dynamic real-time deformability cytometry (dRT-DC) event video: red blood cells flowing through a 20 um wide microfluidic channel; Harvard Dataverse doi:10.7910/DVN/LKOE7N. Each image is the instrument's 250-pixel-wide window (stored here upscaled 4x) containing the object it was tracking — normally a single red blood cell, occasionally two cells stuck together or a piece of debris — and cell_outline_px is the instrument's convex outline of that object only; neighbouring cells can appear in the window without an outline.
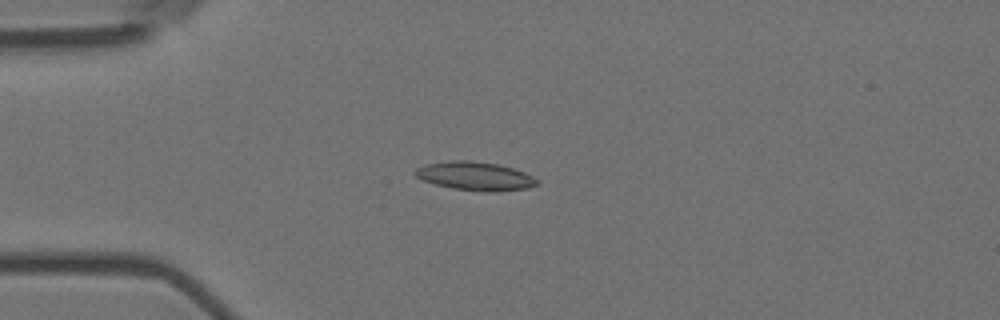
{"species": "Egyptian fruit bat (a non-hibernating species)", "species_latin": "Rousettus aegyptiacus", "temperature_condition": "room temperature", "stored_images_in_passage": 26, "camera_frame_rate_fps": 3000, "um_per_image_px": 0.085, "animal": {"sex": "female"}, "frame": {"image": 1, "passage_image": 14, "time_ms": 4.333, "image_size_px": [1000, 320], "cell_outline_px": [[540, 184], [524, 188], [496, 192], [492, 192], [452, 188], [436, 184], [424, 180], [416, 176], [412, 172], [416, 168], [424, 164], [448, 160], [468, 160], [496, 164], [512, 168], [524, 172], [540, 180]], "centroid_in_image_um": [40.37, 14.96], "position_along_channel_um": 44.6, "area_um2": 20.23}}
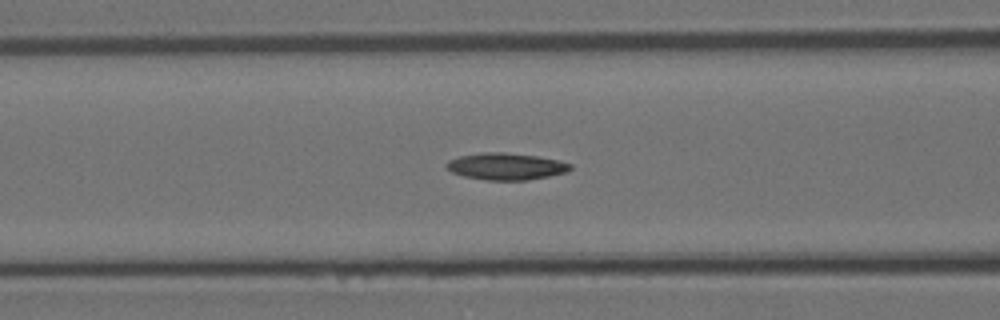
{"frame": {"image": 2, "passage_image": 22, "time_ms": 7.0, "image_size_px": [1000, 320], "cell_outline_px": [[572, 168], [568, 172], [548, 176], [524, 180], [484, 180], [464, 176], [452, 172], [444, 164], [448, 160], [460, 156], [484, 152], [504, 152], [536, 156], [556, 160], [572, 164]], "centroid_in_image_um": [43.0, 14.14], "position_along_channel_um": 123.6, "area_um2": 19.25}}
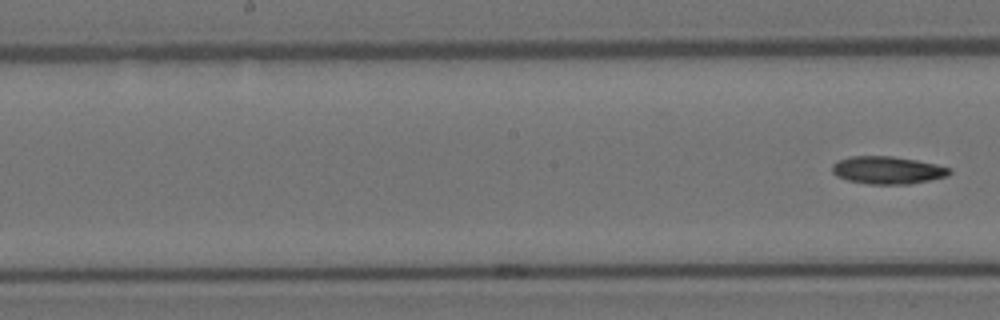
{"frame": {"image": 3, "passage_image": 26, "time_ms": 8.333, "image_size_px": [1000, 320], "cell_outline_px": [[952, 172], [948, 176], [908, 184], [868, 184], [848, 180], [836, 176], [832, 172], [832, 164], [836, 160], [852, 156], [892, 156], [916, 160], [936, 164], [952, 168]], "centroid_in_image_um": [75.43, 14.46], "position_along_channel_um": 172.8, "area_um2": 18.96}}